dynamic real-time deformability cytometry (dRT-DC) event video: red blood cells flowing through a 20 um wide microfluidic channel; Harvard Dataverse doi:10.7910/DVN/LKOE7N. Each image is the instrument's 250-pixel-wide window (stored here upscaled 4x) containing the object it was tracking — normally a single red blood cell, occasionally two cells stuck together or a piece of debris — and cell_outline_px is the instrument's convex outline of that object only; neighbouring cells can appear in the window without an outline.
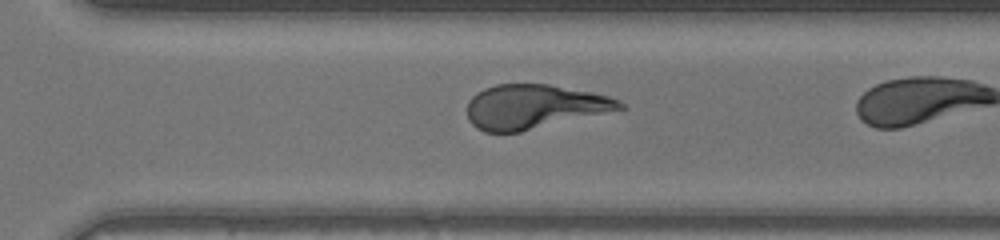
{"species": "human", "species_latin": "Homo sapiens", "temperature_condition": "warm", "stored_images_in_passage": 20, "camera_frame_rate_fps": 3000, "um_per_image_px": 0.085, "donor": {"sex": "female"}, "frame": {"image": 1, "passage_image": 17, "time_ms": 5.333, "image_size_px": [1000, 240], "cell_outline_px": [[624, 108], [520, 132], [484, 132], [476, 128], [468, 120], [468, 100], [476, 92], [484, 88], [496, 84], [548, 84], [592, 92], [608, 96], [620, 100], [624, 104]], "centroid_in_image_um": [45.35, 9.06], "position_along_channel_um": 325.3, "area_um2": 39.13}}